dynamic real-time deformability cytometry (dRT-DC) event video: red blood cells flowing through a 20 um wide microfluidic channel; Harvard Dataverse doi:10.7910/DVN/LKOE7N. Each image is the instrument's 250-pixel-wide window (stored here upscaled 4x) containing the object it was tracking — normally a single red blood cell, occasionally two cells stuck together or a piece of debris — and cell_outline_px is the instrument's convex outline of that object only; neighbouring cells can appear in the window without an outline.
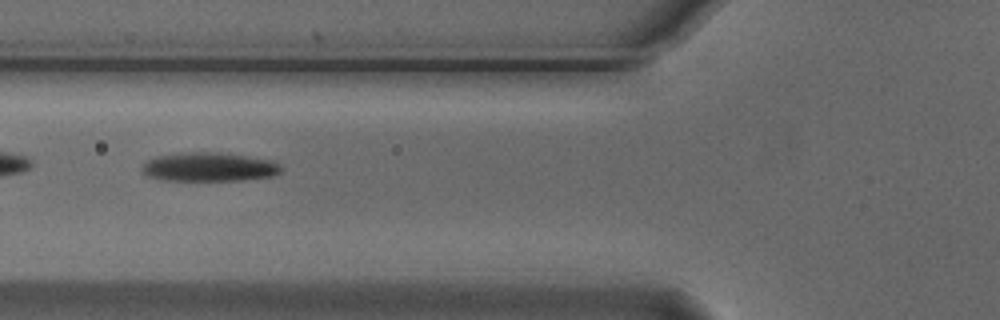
{"species": "Egyptian fruit bat (a non-hibernating species)", "species_latin": "Rousettus aegyptiacus", "temperature_condition": "cold", "stored_images_in_passage": 7, "camera_frame_rate_fps": 3000, "um_per_image_px": 0.085, "animal": {"sex": "male"}, "frame": {"image": 1, "passage_image": 6, "time_ms": 1.667, "image_size_px": [1000, 320], "cell_outline_px": [[280, 172], [276, 176], [240, 180], [164, 180], [148, 176], [140, 168], [148, 160], [156, 156], [184, 152], [216, 152], [272, 160], [280, 164]], "centroid_in_image_um": [17.78, 14.19], "position_along_channel_um": 108.0, "area_um2": 23.29}}
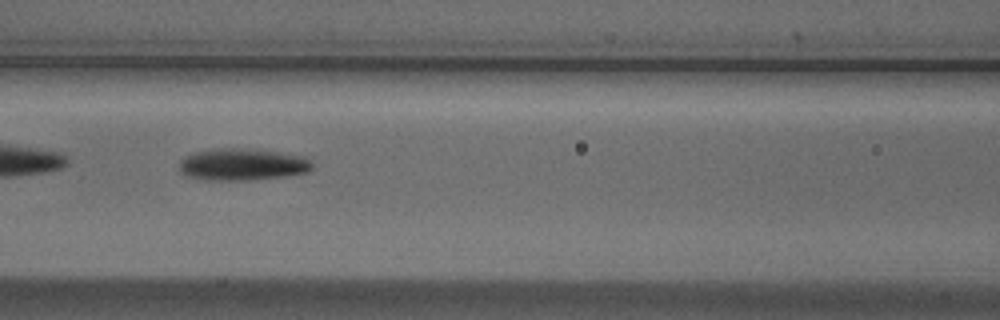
{"frame": {"image": 2, "passage_image": 7, "time_ms": 2.0, "image_size_px": [1000, 320], "cell_outline_px": [[312, 168], [308, 172], [288, 176], [248, 180], [208, 180], [188, 176], [180, 172], [180, 160], [184, 156], [196, 152], [220, 148], [240, 148], [276, 152], [304, 156], [312, 164]], "centroid_in_image_um": [20.6, 13.99], "position_along_channel_um": 146.0, "area_um2": 24.57}}